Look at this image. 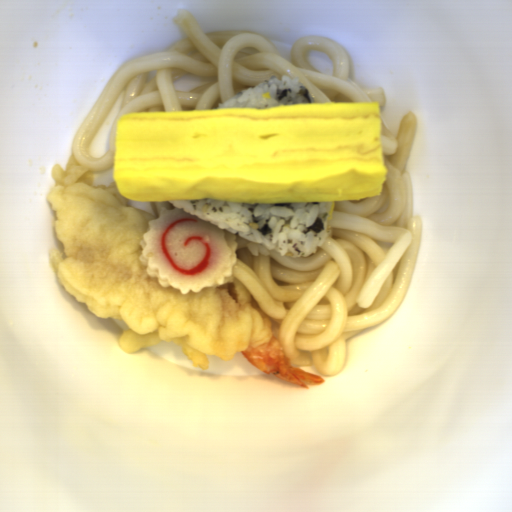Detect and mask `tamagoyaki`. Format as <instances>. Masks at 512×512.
<instances>
[{
	"instance_id": "tamagoyaki-1",
	"label": "tamagoyaki",
	"mask_w": 512,
	"mask_h": 512,
	"mask_svg": "<svg viewBox=\"0 0 512 512\" xmlns=\"http://www.w3.org/2000/svg\"><path fill=\"white\" fill-rule=\"evenodd\" d=\"M112 174L145 203L372 199L389 174L380 101L124 113Z\"/></svg>"
}]
</instances>
